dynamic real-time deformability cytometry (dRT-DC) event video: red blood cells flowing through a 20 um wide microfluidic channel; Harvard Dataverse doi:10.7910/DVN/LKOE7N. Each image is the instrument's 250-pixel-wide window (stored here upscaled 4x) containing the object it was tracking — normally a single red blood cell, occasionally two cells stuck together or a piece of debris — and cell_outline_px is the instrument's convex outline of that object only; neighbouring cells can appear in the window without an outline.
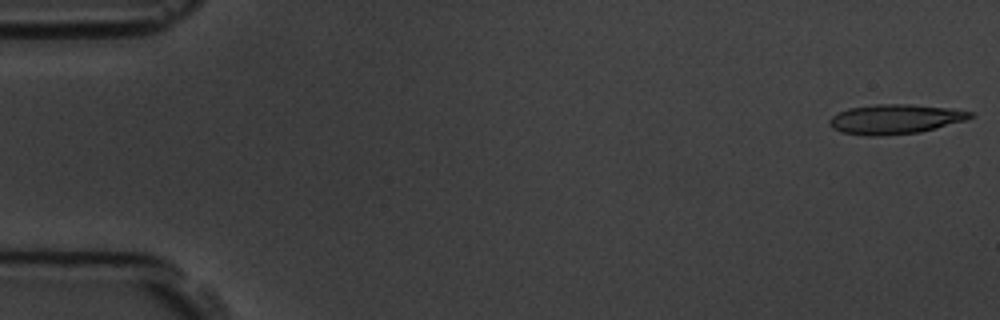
{"species": "common noctule bat (a hibernating species)", "species_latin": "Nyctalus noctula", "temperature_condition": "room temperature", "stored_images_in_passage": 5, "camera_frame_rate_fps": 3000, "um_per_image_px": 0.085, "animal": {"sex": "male", "body_mass_g": 19.5, "forearm_length_mm": 54.6}, "frame": {"image": 1, "passage_image": 1, "time_ms": 0.0, "image_size_px": [1000, 320], "cell_outline_px": [[976, 116], [964, 120], [936, 128], [920, 132], [880, 136], [864, 136], [840, 132], [832, 128], [828, 124], [828, 120], [832, 116], [848, 108], [876, 104], [912, 104], [948, 108], [972, 112]], "centroid_in_image_um": [76.04, 10.13], "position_along_channel_um": 9.0, "area_um2": 24.39}}
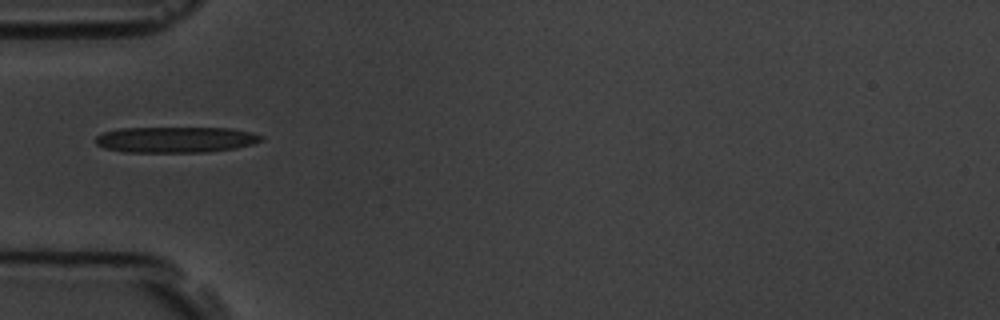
{"frame": {"image": 2, "passage_image": 5, "time_ms": 5.333, "image_size_px": [1000, 320], "cell_outline_px": [[264, 140], [252, 144], [236, 148], [208, 152], [124, 152], [104, 148], [96, 144], [96, 136], [104, 132], [120, 128], [232, 128], [252, 132], [264, 136]], "centroid_in_image_um": [14.96, 11.87], "position_along_channel_um": 70.0, "area_um2": 25.14}}